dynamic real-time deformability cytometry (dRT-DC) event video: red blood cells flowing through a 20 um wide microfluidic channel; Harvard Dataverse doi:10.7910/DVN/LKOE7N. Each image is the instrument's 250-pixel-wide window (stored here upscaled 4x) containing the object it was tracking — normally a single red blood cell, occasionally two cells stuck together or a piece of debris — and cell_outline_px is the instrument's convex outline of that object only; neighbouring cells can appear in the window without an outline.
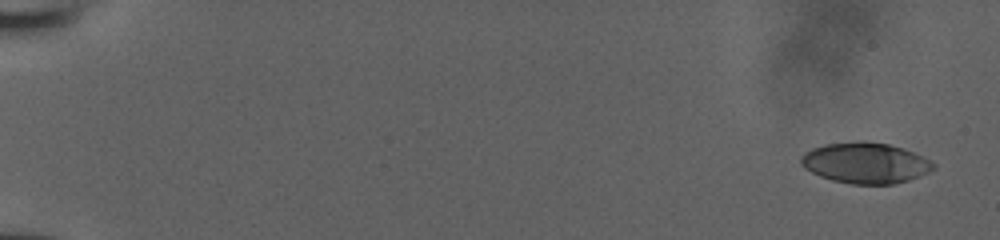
{"species": "human", "species_latin": "Homo sapiens", "temperature_condition": "room temperature", "stored_images_in_passage": 9, "camera_frame_rate_fps": 3000, "um_per_image_px": 0.085, "donor": {"sex": "male"}, "frame": {"image": 1, "passage_image": 1, "time_ms": 0.0, "image_size_px": [1000, 240], "cell_outline_px": [[936, 168], [928, 172], [908, 180], [892, 184], [852, 184], [832, 180], [820, 176], [804, 168], [800, 164], [800, 156], [804, 152], [812, 148], [828, 144], [864, 140], [888, 144], [904, 148], [936, 164]], "centroid_in_image_um": [73.53, 13.84], "position_along_channel_um": 11.5, "area_um2": 31.39}}
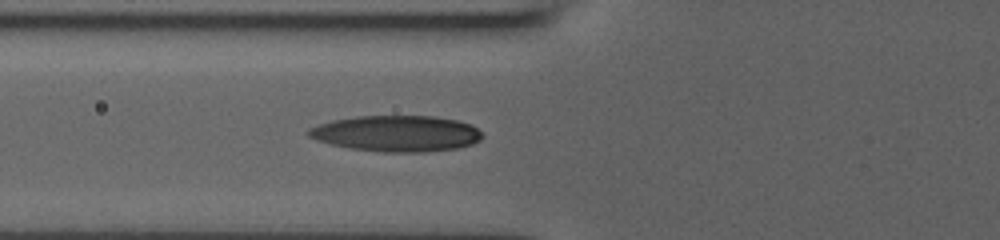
{"frame": {"image": 2, "passage_image": 9, "time_ms": 2.667, "image_size_px": [1000, 240], "cell_outline_px": [[484, 136], [480, 140], [472, 144], [456, 148], [428, 152], [384, 152], [348, 148], [316, 140], [308, 136], [308, 128], [332, 120], [356, 116], [432, 116], [456, 120], [472, 124], [484, 132]], "centroid_in_image_um": [33.74, 11.35], "position_along_channel_um": 92.1, "area_um2": 36.7}}